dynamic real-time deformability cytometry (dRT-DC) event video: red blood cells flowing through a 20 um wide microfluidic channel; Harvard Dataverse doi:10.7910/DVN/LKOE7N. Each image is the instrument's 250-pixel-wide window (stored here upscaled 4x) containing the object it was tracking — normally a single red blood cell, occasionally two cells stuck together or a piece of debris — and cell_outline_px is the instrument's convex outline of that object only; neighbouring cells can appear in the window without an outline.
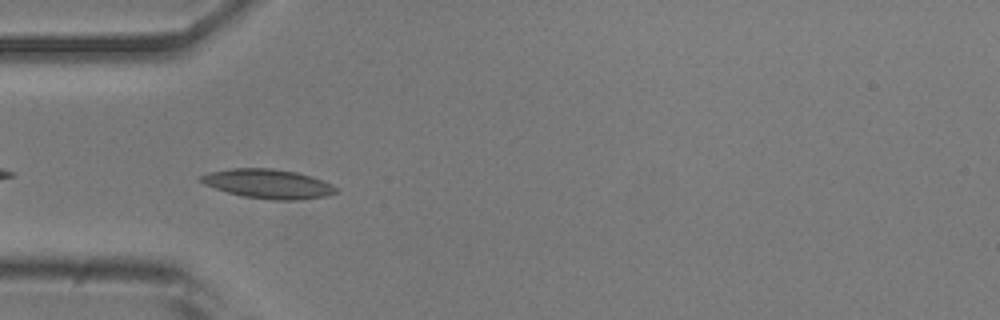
{"species": "common noctule bat (a hibernating species)", "species_latin": "Nyctalus noctula", "temperature_condition": "room temperature", "stored_images_in_passage": 40, "camera_frame_rate_fps": 3000, "um_per_image_px": 0.085, "animal": {"sex": "male", "body_mass_g": 20.5, "forearm_length_mm": 52.5}, "frame": {"image": 1, "passage_image": 3, "time_ms": 0.667, "image_size_px": [1000, 320], "cell_outline_px": [[336, 192], [328, 196], [296, 200], [272, 200], [240, 196], [204, 184], [196, 180], [200, 176], [208, 172], [232, 168], [272, 168], [296, 172], [312, 176], [332, 184], [336, 188]], "centroid_in_image_um": [22.77, 15.62], "position_along_channel_um": 62.2, "area_um2": 23.18}}
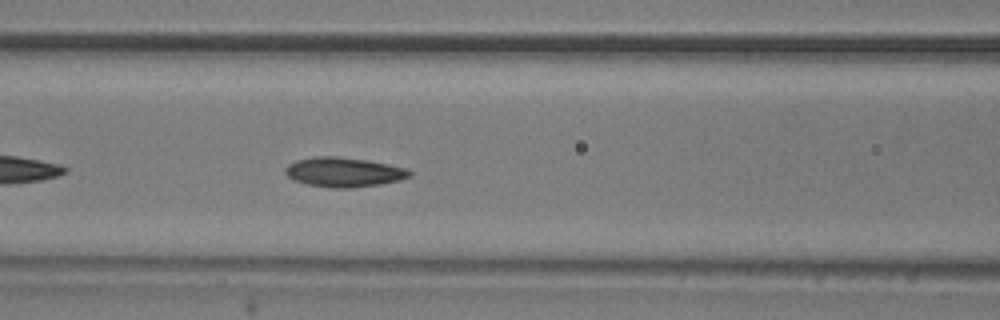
{"frame": {"image": 2, "passage_image": 9, "time_ms": 2.667, "image_size_px": [1000, 320], "cell_outline_px": [[412, 172], [408, 176], [400, 180], [380, 184], [352, 188], [332, 188], [308, 184], [296, 180], [288, 176], [284, 172], [284, 168], [288, 164], [296, 160], [316, 156], [336, 156], [368, 160], [408, 168]], "centroid_in_image_um": [29.22, 14.62], "position_along_channel_um": 137.4, "area_um2": 21.39}}
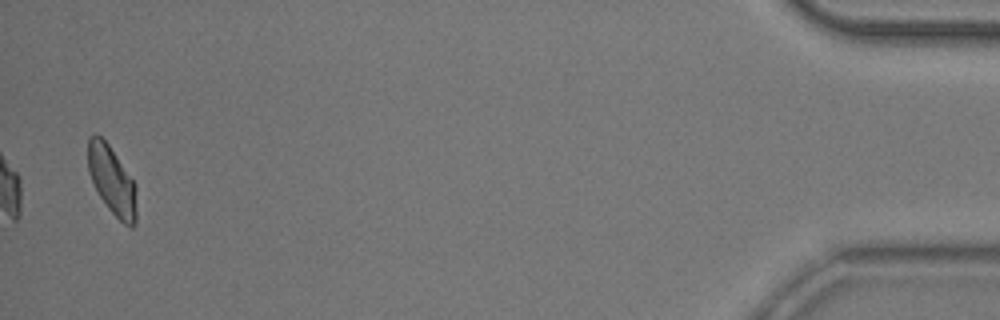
{"frame": {"image": 3, "passage_image": 39, "time_ms": 12.667, "image_size_px": [1000, 320], "cell_outline_px": [[136, 224], [132, 228], [128, 228], [108, 208], [100, 196], [88, 172], [88, 136], [92, 132], [100, 136], [108, 144], [136, 184]], "centroid_in_image_um": [9.52, 15.34], "position_along_channel_um": 425.7, "area_um2": 19.36}, "authors_computed_cell_mechanics": {"area_um2": 20.23, "velocity_mm_per_s": 3.7754, "shape_relaxation_time_tau1_ms": 5.1371, "shape_relaxation_time_tau2_ms": 3.2324, "deformation_change_tau1": 0.1225, "deformation_change_tau2": 0.0937}}